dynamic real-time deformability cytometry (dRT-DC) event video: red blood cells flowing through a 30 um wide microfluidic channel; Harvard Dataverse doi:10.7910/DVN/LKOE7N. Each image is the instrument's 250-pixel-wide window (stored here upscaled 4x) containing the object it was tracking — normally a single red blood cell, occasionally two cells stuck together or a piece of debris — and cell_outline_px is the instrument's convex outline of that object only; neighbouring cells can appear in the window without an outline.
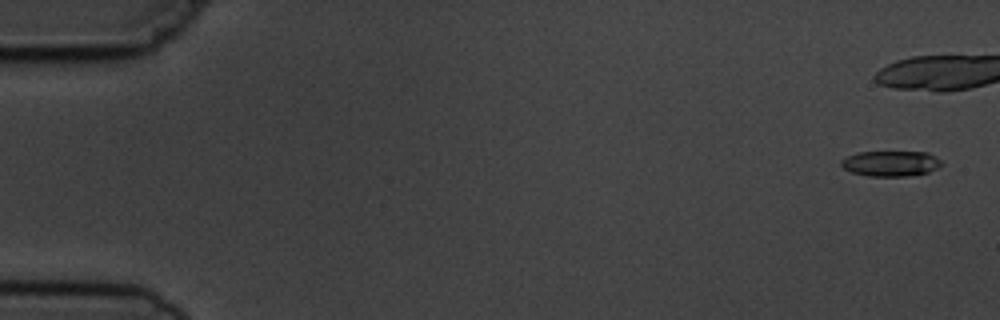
{"species": "common noctule bat (a hibernating species)", "species_latin": "Nyctalus noctula", "temperature_condition": "cold", "stored_images_in_passage": 7, "camera_frame_rate_fps": 3000, "um_per_image_px": 0.085, "animal": {"sex": "male", "body_mass_g": 19.5, "forearm_length_mm": 54.6}, "frame": {"image": 1, "passage_image": 1, "time_ms": 0.0, "image_size_px": [1000, 320], "cell_outline_px": [[944, 164], [940, 168], [928, 172], [908, 176], [868, 176], [852, 172], [844, 168], [840, 164], [840, 160], [856, 152], [928, 152], [940, 160]], "centroid_in_image_um": [75.73, 13.9], "position_along_channel_um": 9.3, "area_um2": 14.97}}